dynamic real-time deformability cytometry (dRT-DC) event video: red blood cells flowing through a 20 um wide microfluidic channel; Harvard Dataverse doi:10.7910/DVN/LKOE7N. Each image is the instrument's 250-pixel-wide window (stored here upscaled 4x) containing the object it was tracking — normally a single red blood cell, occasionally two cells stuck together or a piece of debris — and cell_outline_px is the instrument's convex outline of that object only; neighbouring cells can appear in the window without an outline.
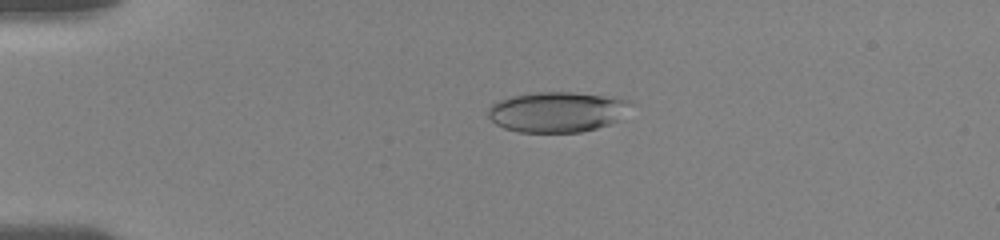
{"species": "human", "species_latin": "Homo sapiens", "temperature_condition": "room temperature", "stored_images_in_passage": 12, "camera_frame_rate_fps": 3000, "um_per_image_px": 0.085, "donor": {"sex": "female"}, "frame": {"image": 1, "passage_image": 6, "time_ms": 3.667, "image_size_px": [1000, 240], "cell_outline_px": [[632, 104], [616, 120], [608, 124], [596, 128], [580, 132], [520, 132], [504, 128], [496, 124], [488, 116], [488, 108], [492, 104], [500, 100], [512, 96], [528, 92], [576, 92], [616, 96], [628, 100]], "centroid_in_image_um": [47.34, 9.49], "position_along_channel_um": 37.7, "area_um2": 33.58}}
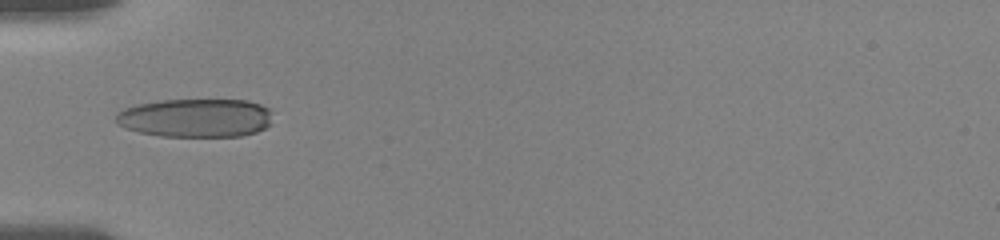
{"frame": {"image": 2, "passage_image": 10, "time_ms": 5.667, "image_size_px": [1000, 240], "cell_outline_px": [[272, 124], [256, 132], [240, 136], [160, 136], [140, 132], [116, 124], [116, 112], [124, 108], [136, 104], [160, 100], [248, 100], [260, 104], [268, 108], [272, 112]], "centroid_in_image_um": [16.65, 10.01], "position_along_channel_um": 68.4, "area_um2": 35.49}}